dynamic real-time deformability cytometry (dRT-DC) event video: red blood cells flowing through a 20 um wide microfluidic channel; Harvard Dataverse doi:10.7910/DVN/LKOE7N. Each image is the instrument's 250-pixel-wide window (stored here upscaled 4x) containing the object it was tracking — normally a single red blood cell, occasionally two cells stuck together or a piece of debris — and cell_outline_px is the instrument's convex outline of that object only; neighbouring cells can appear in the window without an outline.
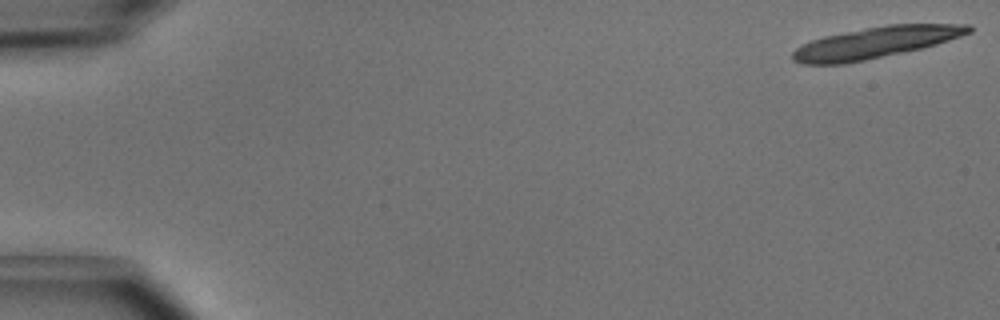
{"species": "common noctule bat (a hibernating species)", "species_latin": "Nyctalus noctula", "temperature_condition": "cold", "stored_images_in_passage": 20, "camera_frame_rate_fps": 3000, "um_per_image_px": 0.085, "animal": {"sex": "male", "body_mass_g": 15.6}, "frame": {"image": 1, "passage_image": 1, "time_ms": 0.0, "image_size_px": [1000, 320], "cell_outline_px": [[972, 32], [936, 44], [920, 48], [864, 60], [844, 64], [800, 64], [792, 60], [792, 52], [796, 48], [812, 40], [824, 36], [844, 32], [888, 24], [972, 24]], "centroid_in_image_um": [74.4, 3.61], "position_along_channel_um": 10.6, "area_um2": 31.73}}